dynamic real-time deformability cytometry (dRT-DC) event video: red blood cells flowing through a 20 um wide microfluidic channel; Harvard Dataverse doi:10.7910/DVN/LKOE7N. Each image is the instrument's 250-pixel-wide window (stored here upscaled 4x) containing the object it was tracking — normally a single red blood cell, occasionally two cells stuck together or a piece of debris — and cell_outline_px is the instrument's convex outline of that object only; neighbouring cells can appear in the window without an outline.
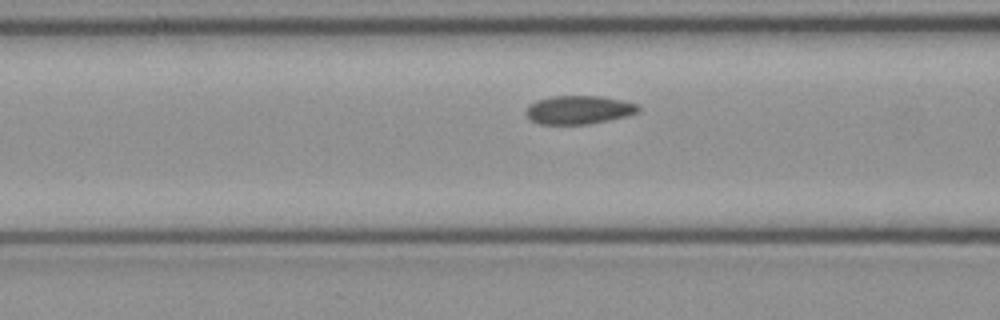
{"species": "common noctule bat (a hibernating species)", "species_latin": "Nyctalus noctula", "temperature_condition": "cold", "stored_images_in_passage": 27, "camera_frame_rate_fps": 3000, "um_per_image_px": 0.085, "animal": {"sex": "female", "body_mass_g": 21.9}, "frame": {"image": 1, "passage_image": 5, "time_ms": 1.333, "image_size_px": [1000, 320], "cell_outline_px": [[640, 112], [628, 116], [588, 124], [540, 124], [528, 120], [524, 112], [536, 100], [552, 96], [600, 96], [624, 100], [636, 104], [640, 108]], "centroid_in_image_um": [49.2, 9.34], "position_along_channel_um": 117.4, "area_um2": 18.79}}
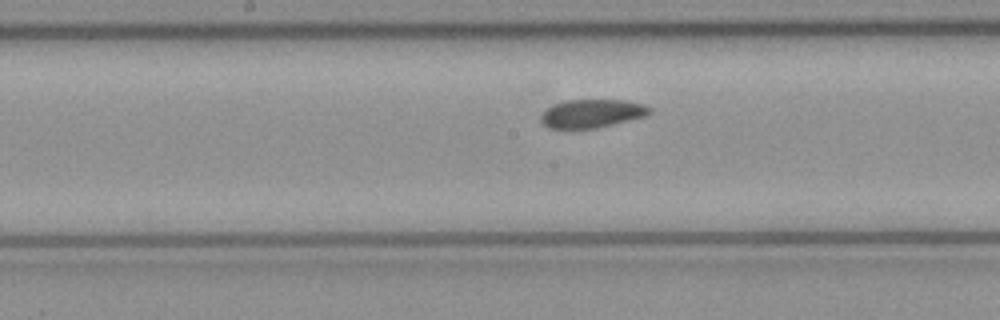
{"frame": {"image": 2, "passage_image": 11, "time_ms": 3.333, "image_size_px": [1000, 320], "cell_outline_px": [[652, 112], [648, 116], [596, 128], [572, 132], [564, 132], [548, 128], [540, 120], [540, 116], [548, 108], [564, 100], [628, 100], [644, 104], [652, 108]], "centroid_in_image_um": [50.3, 9.7], "position_along_channel_um": 197.9, "area_um2": 18.84}}
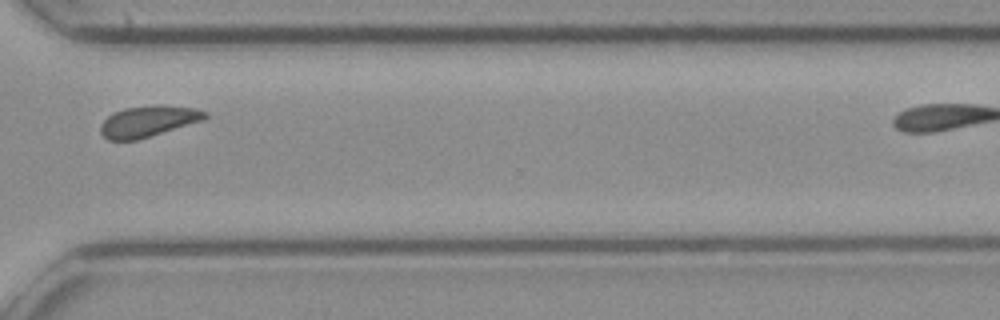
{"frame": {"image": 3, "passage_image": 23, "time_ms": 7.333, "image_size_px": [1000, 320], "cell_outline_px": [[208, 116], [204, 120], [136, 140], [108, 140], [100, 132], [100, 124], [112, 112], [124, 108], [160, 104], [196, 108], [208, 112]], "centroid_in_image_um": [12.6, 10.29], "position_along_channel_um": 358.0, "area_um2": 19.02}}